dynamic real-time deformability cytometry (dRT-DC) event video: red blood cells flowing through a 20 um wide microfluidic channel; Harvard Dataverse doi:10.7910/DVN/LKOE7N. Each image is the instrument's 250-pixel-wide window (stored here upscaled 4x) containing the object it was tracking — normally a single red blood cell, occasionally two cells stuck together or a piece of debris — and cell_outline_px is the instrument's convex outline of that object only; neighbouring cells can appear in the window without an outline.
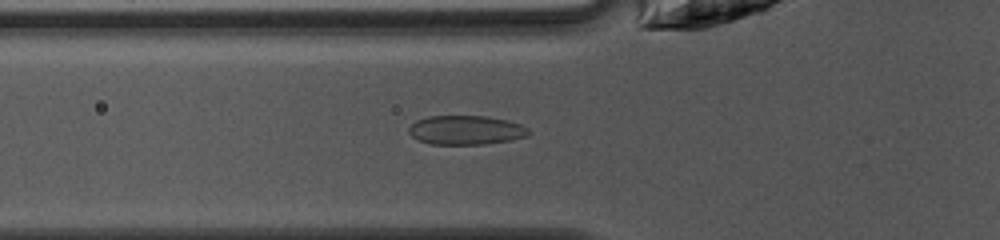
{"species": "common noctule bat (a hibernating species)", "species_latin": "Nyctalus noctula", "temperature_condition": "warm", "stored_images_in_passage": 48, "camera_frame_rate_fps": 3000, "um_per_image_px": 0.085, "animal": {"sex": "female", "body_mass_g": 10.0, "forearm_length_mm": 53.1}, "frame": {"image": 1, "passage_image": 17, "time_ms": 5.333, "image_size_px": [1000, 240], "cell_outline_px": [[532, 132], [528, 136], [512, 140], [484, 144], [432, 144], [416, 140], [408, 132], [408, 128], [416, 120], [428, 116], [484, 116], [508, 120], [520, 124], [528, 128]], "centroid_in_image_um": [39.61, 11.06], "position_along_channel_um": 86.2, "area_um2": 20.52}}
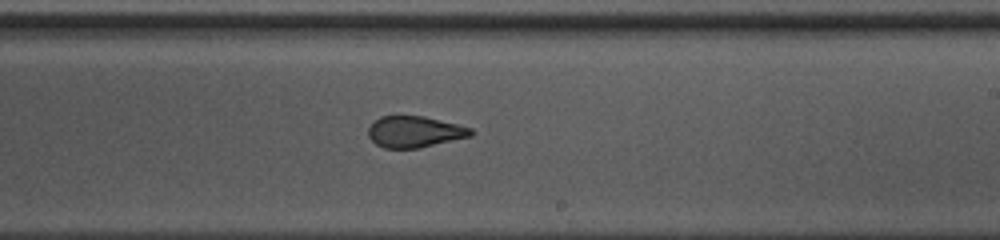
{"frame": {"image": 2, "passage_image": 29, "time_ms": 9.333, "image_size_px": [1000, 240], "cell_outline_px": [[476, 132], [472, 136], [420, 148], [384, 148], [376, 144], [368, 136], [368, 128], [380, 116], [424, 116], [472, 128]], "centroid_in_image_um": [35.27, 11.21], "position_along_channel_um": 253.7, "area_um2": 18.73}}
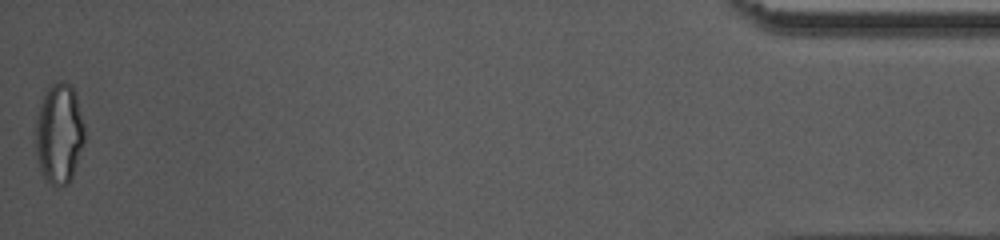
{"frame": {"image": 3, "passage_image": 48, "time_ms": 15.667, "image_size_px": [1000, 240], "cell_outline_px": [[84, 144], [72, 180], [68, 184], [52, 184], [44, 176], [40, 168], [36, 156], [36, 116], [40, 104], [48, 88], [56, 80], [64, 80], [72, 84], [76, 92], [84, 124]], "centroid_in_image_um": [5.05, 11.31], "position_along_channel_um": 430.1, "area_um2": 28.9}, "authors_computed_cell_mechanics": {"area_um2": 20.5479, "velocity_mm_per_s": 4.1582, "shape_relaxation_time_tau1_ms": null, "shape_relaxation_time_tau2_ms": 0.8317, "deformation_change_tau1": null, "deformation_change_tau2": 0.0573}}